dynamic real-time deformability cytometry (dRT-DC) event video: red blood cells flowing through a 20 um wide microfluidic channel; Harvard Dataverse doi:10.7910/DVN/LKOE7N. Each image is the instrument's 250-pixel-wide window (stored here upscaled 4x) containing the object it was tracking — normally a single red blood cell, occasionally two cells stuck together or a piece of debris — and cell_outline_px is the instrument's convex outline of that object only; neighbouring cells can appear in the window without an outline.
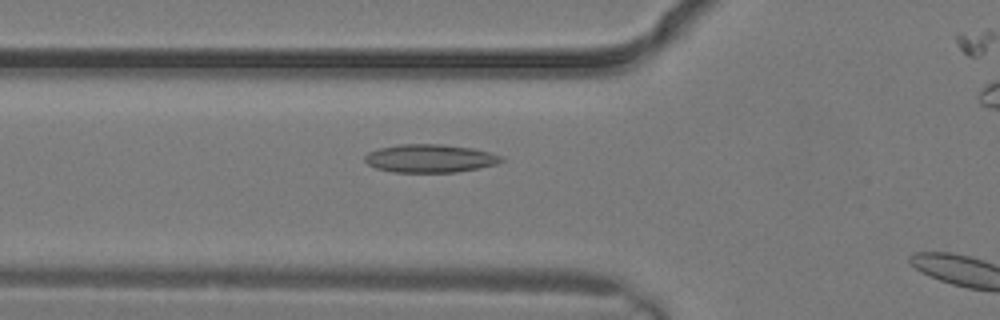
{"species": "common noctule bat (a hibernating species)", "species_latin": "Nyctalus noctula", "temperature_condition": "warm", "stored_images_in_passage": 5, "camera_frame_rate_fps": 3000, "um_per_image_px": 0.085, "animal": {"sex": "male", "body_mass_g": 19.2, "forearm_length_mm": 51.8}, "frame": {"image": 1, "passage_image": 4, "time_ms": 1.0, "image_size_px": [1000, 320], "cell_outline_px": [[504, 160], [496, 164], [480, 168], [456, 172], [392, 172], [376, 168], [368, 164], [364, 160], [364, 156], [368, 152], [380, 148], [400, 144], [440, 144], [472, 148], [492, 152], [500, 156]], "centroid_in_image_um": [36.55, 13.46], "position_along_channel_um": 89.3, "area_um2": 22.43}}